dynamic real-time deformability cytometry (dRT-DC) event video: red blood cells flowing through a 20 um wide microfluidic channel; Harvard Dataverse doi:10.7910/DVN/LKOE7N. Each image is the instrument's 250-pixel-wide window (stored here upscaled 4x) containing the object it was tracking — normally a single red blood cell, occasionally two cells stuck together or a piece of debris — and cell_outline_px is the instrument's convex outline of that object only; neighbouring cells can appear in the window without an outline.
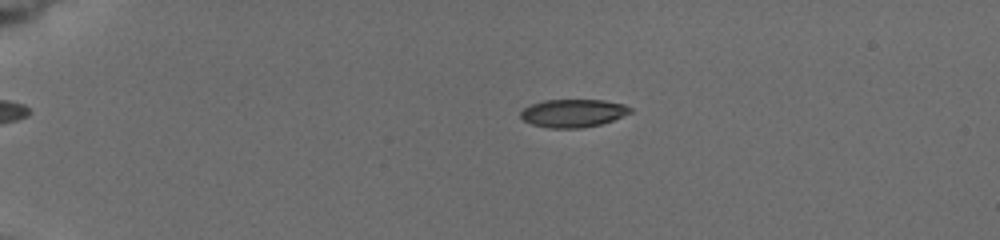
{"species": "common noctule bat (a hibernating species)", "species_latin": "Nyctalus noctula", "temperature_condition": "cold", "stored_images_in_passage": 7, "camera_frame_rate_fps": 3000, "um_per_image_px": 0.085, "animal": {"sex": "female", "body_mass_g": 19.5, "forearm_length_mm": 54.1}, "frame": {"image": 1, "passage_image": 3, "time_ms": 1.667, "image_size_px": [1000, 240], "cell_outline_px": [[632, 112], [612, 120], [600, 124], [580, 128], [548, 128], [532, 124], [524, 120], [520, 116], [520, 112], [524, 108], [532, 104], [544, 100], [604, 100], [624, 104], [632, 108]], "centroid_in_image_um": [48.71, 9.61], "position_along_channel_um": 36.3, "area_um2": 17.8}}
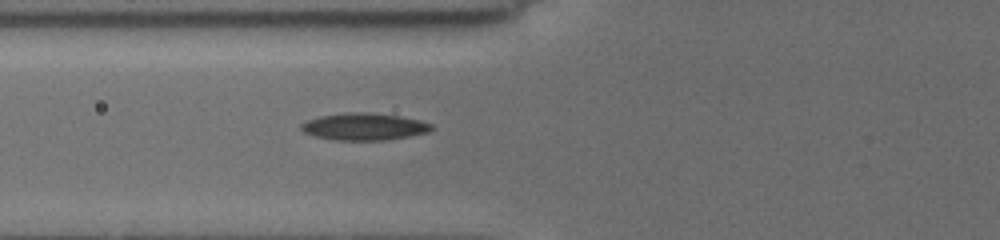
{"frame": {"image": 2, "passage_image": 7, "time_ms": 5.0, "image_size_px": [1000, 240], "cell_outline_px": [[432, 128], [428, 132], [388, 140], [336, 140], [316, 136], [304, 132], [300, 128], [300, 124], [308, 120], [320, 116], [344, 112], [364, 112], [400, 116], [432, 124]], "centroid_in_image_um": [30.92, 10.76], "position_along_channel_um": 94.9, "area_um2": 20.35}}